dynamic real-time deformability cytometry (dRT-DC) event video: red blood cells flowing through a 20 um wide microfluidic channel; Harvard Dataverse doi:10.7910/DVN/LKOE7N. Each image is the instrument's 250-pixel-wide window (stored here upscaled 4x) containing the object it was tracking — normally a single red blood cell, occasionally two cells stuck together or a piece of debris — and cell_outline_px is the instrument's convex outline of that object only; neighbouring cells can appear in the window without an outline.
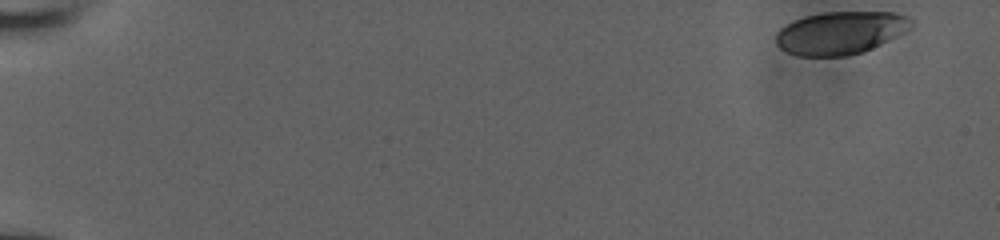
{"species": "human", "species_latin": "Homo sapiens", "temperature_condition": "room temperature", "stored_images_in_passage": 60, "camera_frame_rate_fps": 3000, "um_per_image_px": 0.085, "donor": {"sex": "male"}, "frame": {"image": 1, "passage_image": 1, "time_ms": 0.0, "image_size_px": [1000, 240], "cell_outline_px": [[912, 28], [880, 44], [860, 52], [844, 56], [800, 56], [788, 52], [780, 48], [776, 44], [776, 32], [780, 28], [804, 16], [824, 12], [892, 12], [908, 16], [912, 20]], "centroid_in_image_um": [71.43, 2.78], "position_along_channel_um": 13.6, "area_um2": 33.47}}
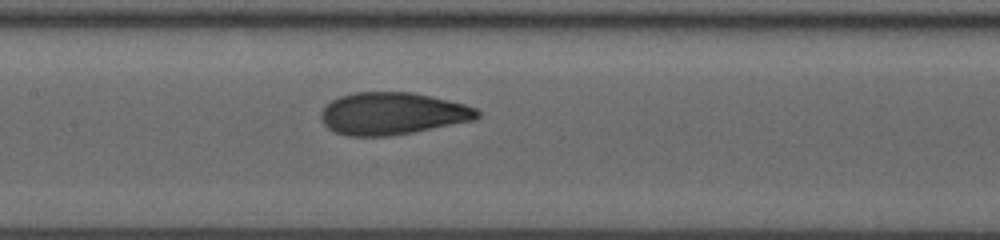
{"frame": {"image": 2, "passage_image": 33, "time_ms": 9.0, "image_size_px": [1000, 240], "cell_outline_px": [[480, 116], [476, 120], [392, 136], [348, 136], [336, 132], [328, 128], [320, 120], [320, 112], [324, 104], [340, 96], [352, 92], [412, 92], [464, 104], [476, 108], [480, 112]], "centroid_in_image_um": [33.32, 9.65], "position_along_channel_um": 174.1, "area_um2": 38.73}}
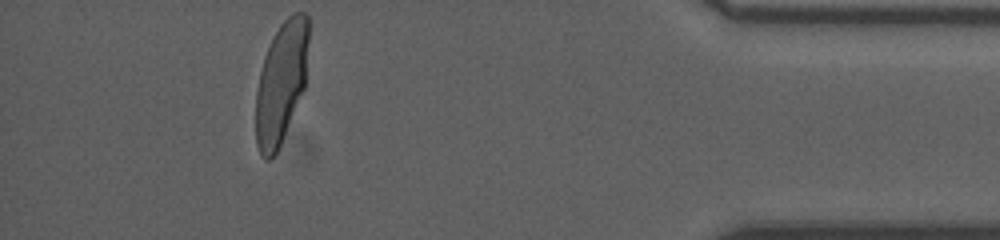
{"frame": {"image": 3, "passage_image": 59, "time_ms": 16.333, "image_size_px": [1000, 240], "cell_outline_px": [[308, 40], [304, 88], [280, 144], [276, 152], [268, 160], [264, 160], [260, 156], [256, 144], [256, 92], [260, 72], [264, 56], [280, 24], [292, 12], [304, 12], [308, 16]], "centroid_in_image_um": [23.88, 7.02], "position_along_channel_um": 411.3, "area_um2": 36.93}, "authors_computed_cell_mechanics": {"area_um2": 38.0324, "velocity_mm_per_s": 3.8508, "shape_relaxation_time_tau1_ms": 5.8274, "shape_relaxation_time_tau2_ms": 0.8003, "deformation_change_tau1": 0.2124, "deformation_change_tau2": 0.0651}}